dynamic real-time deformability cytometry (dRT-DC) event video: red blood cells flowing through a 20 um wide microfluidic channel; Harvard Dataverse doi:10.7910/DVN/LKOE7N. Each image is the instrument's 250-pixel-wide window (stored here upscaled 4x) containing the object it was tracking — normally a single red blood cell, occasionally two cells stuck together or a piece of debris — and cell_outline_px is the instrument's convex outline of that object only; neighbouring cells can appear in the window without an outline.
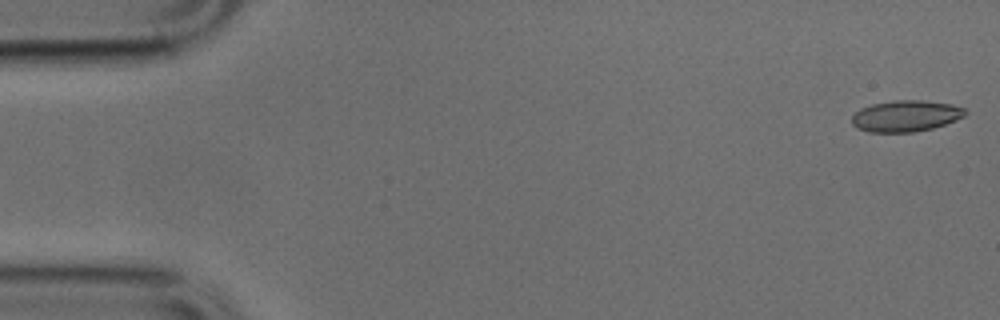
{"species": "common noctule bat (a hibernating species)", "species_latin": "Nyctalus noctula", "temperature_condition": "cold", "stored_images_in_passage": 50, "camera_frame_rate_fps": 3000, "um_per_image_px": 0.085, "animal": {"sex": "male", "body_mass_g": 17.9, "forearm_length_mm": 54.2}, "frame": {"image": 1, "passage_image": 1, "time_ms": 0.0, "image_size_px": [1000, 320], "cell_outline_px": [[968, 112], [964, 116], [956, 120], [932, 128], [912, 132], [868, 132], [856, 128], [852, 124], [852, 116], [860, 108], [872, 104], [896, 100], [924, 100], [952, 104], [964, 108]], "centroid_in_image_um": [76.98, 9.85], "position_along_channel_um": 8.0, "area_um2": 20.69}}
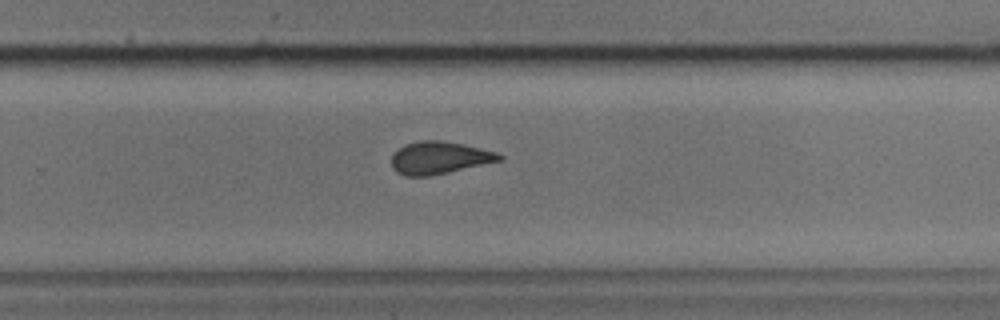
{"frame": {"image": 2, "passage_image": 32, "time_ms": 10.333, "image_size_px": [1000, 320], "cell_outline_px": [[504, 160], [448, 172], [428, 176], [404, 176], [396, 172], [392, 168], [392, 152], [404, 144], [420, 140], [440, 140], [464, 144], [496, 152], [504, 156]], "centroid_in_image_um": [37.32, 13.4], "position_along_channel_um": 292.5, "area_um2": 20.58}}
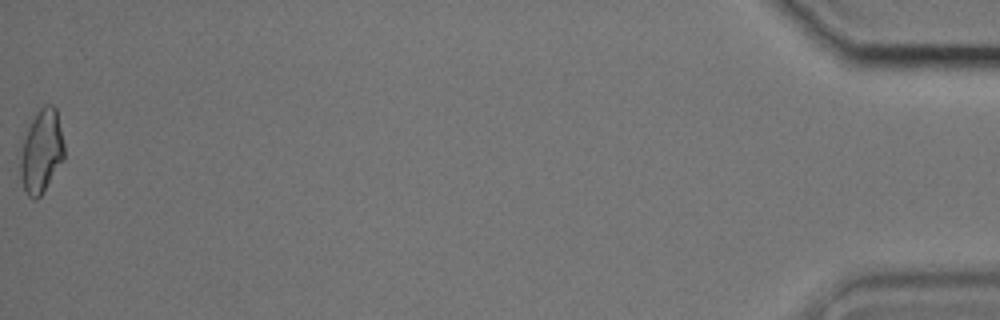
{"frame": {"image": 3, "passage_image": 50, "time_ms": 16.333, "image_size_px": [1000, 320], "cell_outline_px": [[64, 160], [40, 196], [36, 200], [32, 200], [24, 192], [20, 176], [16, 152], [36, 112], [44, 104], [52, 104], [56, 108], [64, 144]], "centroid_in_image_um": [3.46, 12.89], "position_along_channel_um": 431.7, "area_um2": 22.08}}